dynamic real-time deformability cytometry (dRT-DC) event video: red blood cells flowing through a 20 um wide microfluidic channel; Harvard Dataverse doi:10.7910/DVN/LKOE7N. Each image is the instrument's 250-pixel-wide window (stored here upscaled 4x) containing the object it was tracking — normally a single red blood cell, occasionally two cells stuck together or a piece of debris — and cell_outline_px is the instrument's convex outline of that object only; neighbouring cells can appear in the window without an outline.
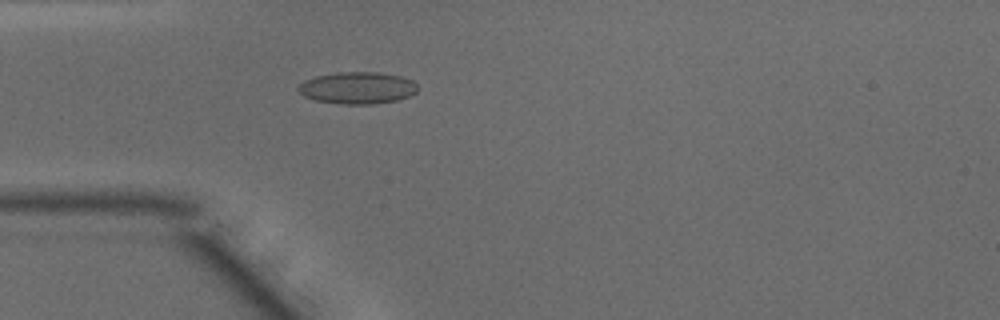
{"species": "common noctule bat (a hibernating species)", "species_latin": "Nyctalus noctula", "temperature_condition": "warm", "stored_images_in_passage": 13, "camera_frame_rate_fps": 3000, "um_per_image_px": 0.085, "animal": {"sex": "male", "body_mass_g": 15.6}, "frame": {"image": 1, "passage_image": 1, "time_ms": 0.0, "image_size_px": [1000, 320], "cell_outline_px": [[420, 88], [416, 92], [400, 100], [372, 104], [344, 104], [316, 100], [304, 96], [296, 88], [304, 80], [316, 76], [336, 72], [376, 72], [400, 76], [412, 80]], "centroid_in_image_um": [30.4, 7.47], "position_along_channel_um": 54.6, "area_um2": 22.25}}
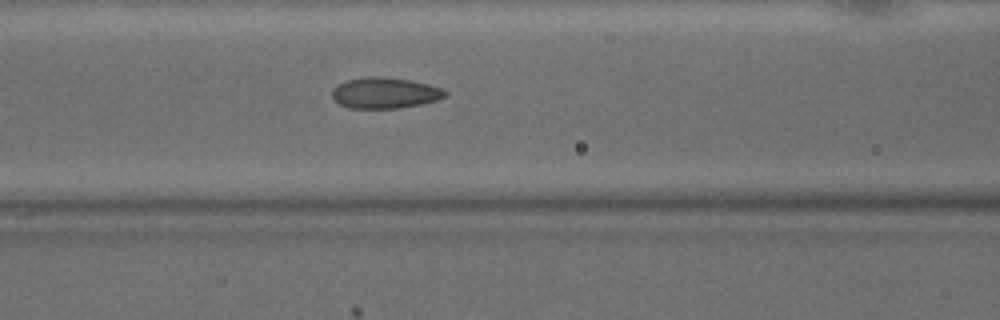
{"frame": {"image": 2, "passage_image": 7, "time_ms": 2.0, "image_size_px": [1000, 320], "cell_outline_px": [[448, 96], [436, 100], [420, 104], [400, 108], [348, 108], [340, 104], [332, 96], [332, 88], [336, 84], [348, 80], [368, 76], [376, 76], [408, 80], [428, 84], [440, 88], [448, 92]], "centroid_in_image_um": [32.7, 7.9], "position_along_channel_um": 133.9, "area_um2": 20.29}}
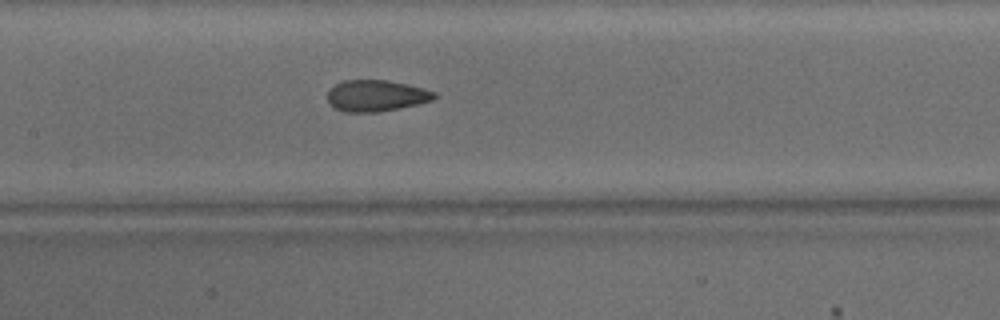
{"frame": {"image": 3, "passage_image": 10, "time_ms": 3.0, "image_size_px": [1000, 320], "cell_outline_px": [[436, 96], [432, 100], [420, 104], [380, 112], [344, 112], [328, 104], [328, 92], [336, 84], [344, 80], [388, 80], [424, 88], [436, 92]], "centroid_in_image_um": [31.99, 8.14], "position_along_channel_um": 175.4, "area_um2": 19.59}}